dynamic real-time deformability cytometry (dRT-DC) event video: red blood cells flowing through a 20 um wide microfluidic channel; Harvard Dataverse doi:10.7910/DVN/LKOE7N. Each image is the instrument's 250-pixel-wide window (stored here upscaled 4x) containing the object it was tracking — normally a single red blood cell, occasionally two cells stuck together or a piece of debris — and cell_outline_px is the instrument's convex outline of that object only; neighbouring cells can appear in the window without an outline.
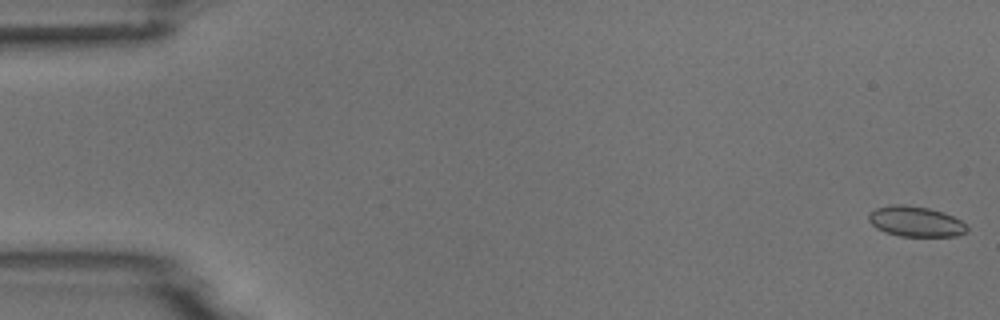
{"species": "common noctule bat (a hibernating species)", "species_latin": "Nyctalus noctula", "temperature_condition": "room temperature", "stored_images_in_passage": 4, "camera_frame_rate_fps": 3000, "um_per_image_px": 0.085, "animal": {"sex": "male", "body_mass_g": 18.8}, "frame": {"image": 1, "passage_image": 1, "time_ms": 0.0, "image_size_px": [1000, 320], "cell_outline_px": [[968, 228], [964, 232], [956, 236], [900, 236], [884, 232], [876, 228], [868, 220], [868, 216], [876, 208], [892, 204], [904, 204], [928, 208], [944, 212], [960, 220]], "centroid_in_image_um": [77.8, 18.82], "position_along_channel_um": 7.2, "area_um2": 17.28}}